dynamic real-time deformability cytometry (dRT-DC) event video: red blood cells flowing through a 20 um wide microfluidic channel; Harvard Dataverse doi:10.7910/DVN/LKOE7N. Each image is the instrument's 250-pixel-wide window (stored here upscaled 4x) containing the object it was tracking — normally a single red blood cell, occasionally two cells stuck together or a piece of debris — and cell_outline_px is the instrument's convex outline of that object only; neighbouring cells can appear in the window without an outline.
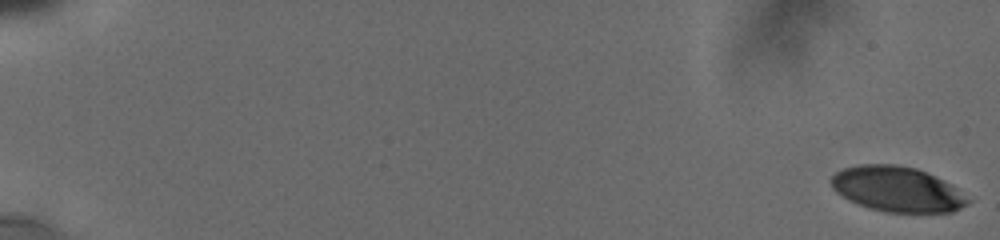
{"species": "human", "species_latin": "Homo sapiens", "temperature_condition": "cold", "stored_images_in_passage": 58, "camera_frame_rate_fps": 3000, "um_per_image_px": 0.085, "donor": {"sex": "male"}, "frame": {"image": 1, "passage_image": 1, "time_ms": 0.0, "image_size_px": [1000, 240], "cell_outline_px": [[972, 200], [968, 204], [952, 212], [884, 212], [868, 208], [848, 200], [836, 192], [832, 188], [828, 180], [836, 172], [844, 168], [860, 164], [896, 164], [916, 168], [936, 176], [952, 184]], "centroid_in_image_um": [76.26, 16.08], "position_along_channel_um": 8.7, "area_um2": 36.36}}
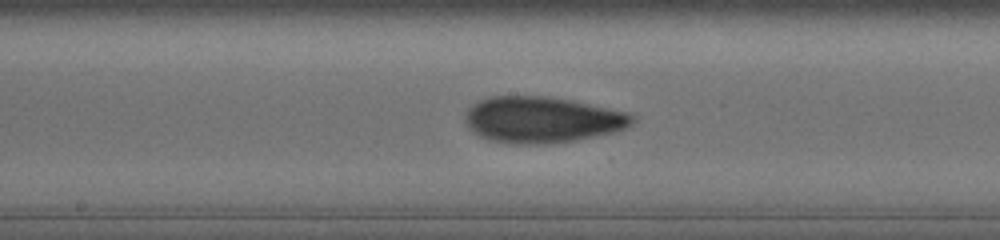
{"frame": {"image": 2, "passage_image": 34, "time_ms": 10.667, "image_size_px": [1000, 240], "cell_outline_px": [[636, 120], [628, 128], [616, 132], [576, 140], [544, 144], [516, 144], [488, 140], [472, 132], [468, 128], [464, 120], [464, 116], [468, 108], [480, 100], [488, 96], [548, 96], [572, 100], [628, 112], [636, 116]], "centroid_in_image_um": [46.09, 10.18], "position_along_channel_um": 202.1, "area_um2": 45.49}}
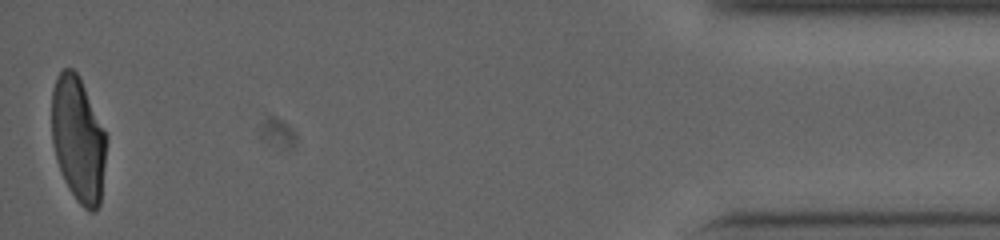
{"frame": {"image": 3, "passage_image": 58, "time_ms": 18.667, "image_size_px": [1000, 240], "cell_outline_px": [[104, 164], [100, 204], [92, 212], [88, 212], [76, 200], [68, 188], [64, 180], [56, 160], [52, 144], [52, 88], [56, 76], [64, 68], [72, 68], [80, 76], [104, 132]], "centroid_in_image_um": [6.6, 11.83], "position_along_channel_um": 428.6, "area_um2": 39.42}, "authors_computed_cell_mechanics": {"area_um2": 42.194, "velocity_mm_per_s": 3.7807, "shape_relaxation_time_tau1_ms": 7.7545, "shape_relaxation_time_tau2_ms": 1.9079, "deformation_change_tau1": 0.2283, "deformation_change_tau2": 0.0772}}